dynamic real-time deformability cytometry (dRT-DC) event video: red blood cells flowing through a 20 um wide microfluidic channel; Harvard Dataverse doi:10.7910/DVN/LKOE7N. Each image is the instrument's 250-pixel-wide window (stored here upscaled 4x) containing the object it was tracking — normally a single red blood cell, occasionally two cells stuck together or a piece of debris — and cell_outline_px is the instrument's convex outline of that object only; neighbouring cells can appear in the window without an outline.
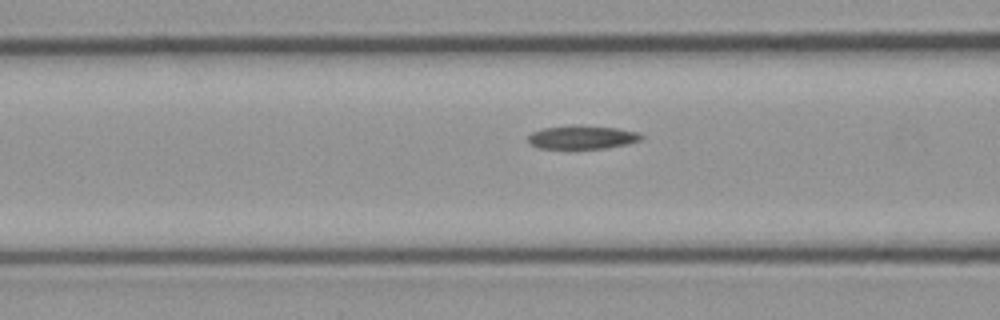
{"species": "common noctule bat (a hibernating species)", "species_latin": "Nyctalus noctula", "temperature_condition": "cold", "stored_images_in_passage": 39, "camera_frame_rate_fps": 3000, "um_per_image_px": 0.085, "animal": {"sex": "male", "body_mass_g": 23.1, "forearm_length_mm": 52.7}, "frame": {"image": 1, "passage_image": 18, "time_ms": 5.667, "image_size_px": [1000, 320], "cell_outline_px": [[644, 136], [640, 140], [628, 144], [604, 148], [540, 148], [532, 144], [528, 140], [528, 136], [532, 132], [544, 128], [572, 124], [580, 124], [616, 128], [640, 132]], "centroid_in_image_um": [49.52, 11.64], "position_along_channel_um": 117.1, "area_um2": 15.61}}
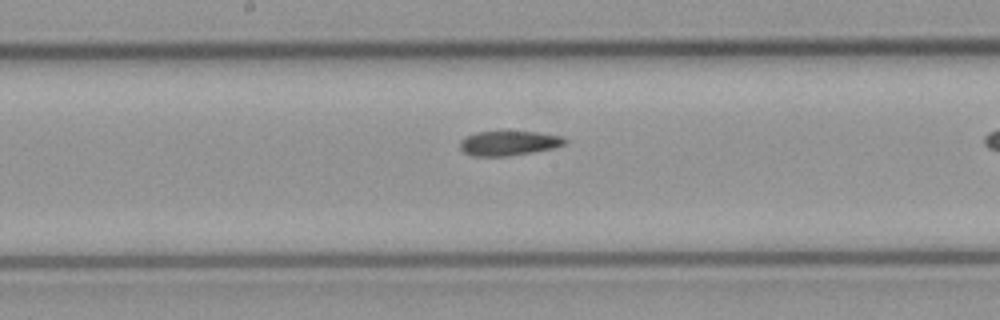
{"frame": {"image": 2, "passage_image": 25, "time_ms": 8.0, "image_size_px": [1000, 320], "cell_outline_px": [[568, 140], [564, 144], [552, 148], [532, 152], [508, 156], [472, 156], [464, 152], [460, 148], [460, 140], [464, 136], [476, 132], [500, 128], [504, 128], [536, 132], [564, 136]], "centroid_in_image_um": [43.21, 12.1], "position_along_channel_um": 205.0, "area_um2": 15.95}}
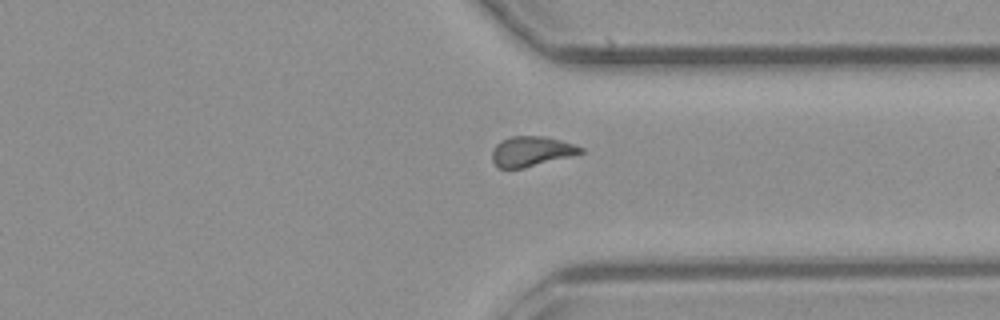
{"frame": {"image": 3, "passage_image": 38, "time_ms": 12.333, "image_size_px": [1000, 320], "cell_outline_px": [[584, 152], [572, 156], [524, 168], [496, 168], [492, 160], [492, 152], [496, 144], [500, 140], [512, 136], [544, 136], [560, 140], [584, 148]], "centroid_in_image_um": [45.15, 12.87], "position_along_channel_um": 366.3, "area_um2": 15.55}}